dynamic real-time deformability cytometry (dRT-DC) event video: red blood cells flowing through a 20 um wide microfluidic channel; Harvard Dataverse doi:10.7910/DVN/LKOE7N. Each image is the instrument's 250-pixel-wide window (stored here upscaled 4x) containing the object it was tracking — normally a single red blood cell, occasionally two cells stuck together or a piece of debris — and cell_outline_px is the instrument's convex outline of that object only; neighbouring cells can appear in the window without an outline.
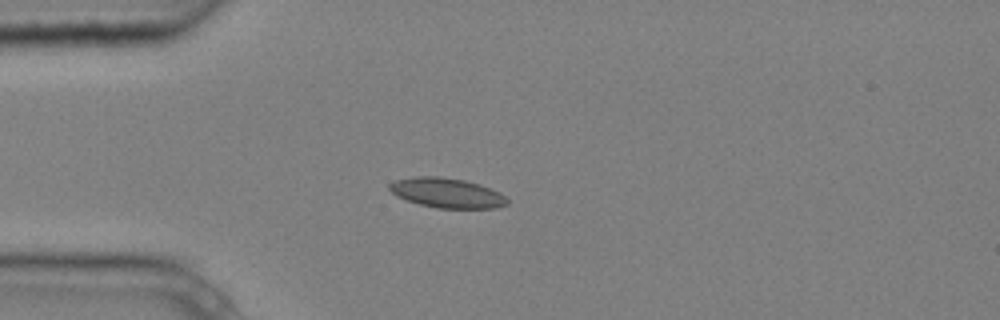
{"species": "common noctule bat (a hibernating species)", "species_latin": "Nyctalus noctula", "temperature_condition": "cold", "stored_images_in_passage": 6, "camera_frame_rate_fps": 3000, "um_per_image_px": 0.085, "animal": {"sex": "male", "body_mass_g": 20.4}, "frame": {"image": 1, "passage_image": 3, "time_ms": 0.667, "image_size_px": [1000, 320], "cell_outline_px": [[508, 204], [496, 208], [436, 208], [404, 200], [396, 196], [388, 188], [388, 184], [396, 180], [416, 176], [436, 176], [464, 180], [480, 184], [500, 192], [508, 200]], "centroid_in_image_um": [37.97, 16.4], "position_along_channel_um": 47.0, "area_um2": 20.52}}
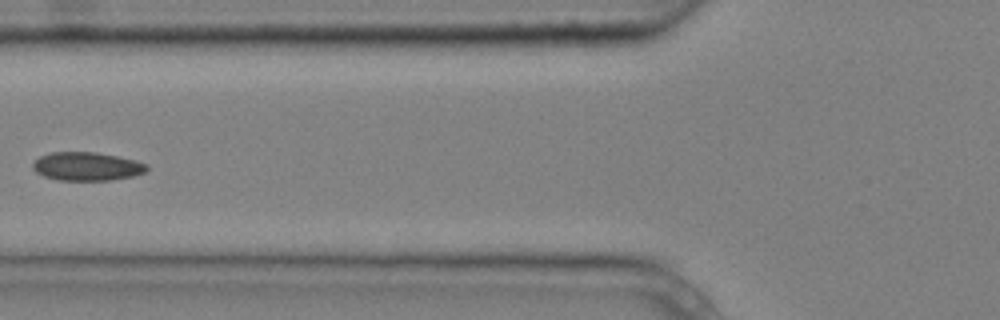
{"frame": {"image": 2, "passage_image": 5, "time_ms": 1.333, "image_size_px": [1000, 320], "cell_outline_px": [[148, 168], [144, 172], [132, 176], [112, 180], [56, 180], [44, 176], [36, 172], [32, 168], [32, 164], [40, 156], [52, 152], [96, 152], [116, 156], [148, 164]], "centroid_in_image_um": [7.35, 14.15], "position_along_channel_um": 118.4, "area_um2": 18.79}}
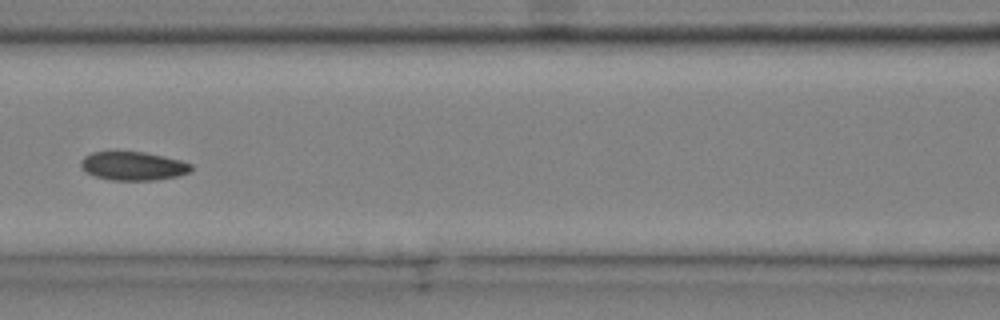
{"frame": {"image": 3, "passage_image": 6, "time_ms": 1.667, "image_size_px": [1000, 320], "cell_outline_px": [[192, 172], [176, 176], [156, 180], [112, 180], [96, 176], [80, 168], [80, 160], [84, 156], [92, 152], [144, 152], [164, 156], [180, 160], [192, 164]], "centroid_in_image_um": [11.33, 14.11], "position_along_channel_um": 155.3, "area_um2": 18.38}}